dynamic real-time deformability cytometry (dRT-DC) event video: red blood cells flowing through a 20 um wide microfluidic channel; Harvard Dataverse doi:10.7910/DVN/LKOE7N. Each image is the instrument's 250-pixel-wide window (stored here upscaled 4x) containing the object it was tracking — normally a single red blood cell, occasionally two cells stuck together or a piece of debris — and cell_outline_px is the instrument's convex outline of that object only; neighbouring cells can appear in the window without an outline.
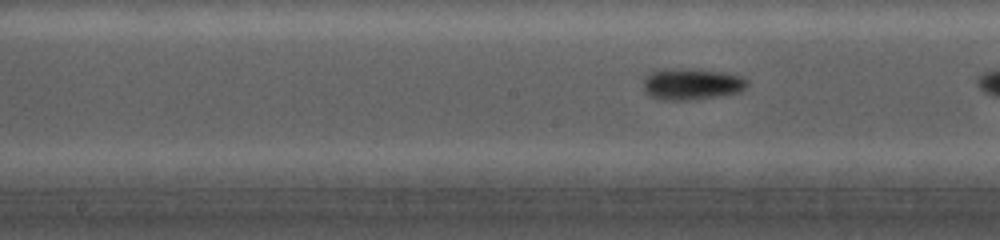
{"species": "common noctule bat (a hibernating species)", "species_latin": "Nyctalus noctula", "temperature_condition": "cold", "stored_images_in_passage": 27, "camera_frame_rate_fps": 5000, "um_per_image_px": 0.085, "animal": {"sex": "female", "body_mass_g": 19.0, "forearm_length_mm": 56.7}, "frame": {"image": 1, "passage_image": 11, "time_ms": 3.2, "image_size_px": [1000, 240], "cell_outline_px": [[748, 84], [740, 92], [696, 100], [656, 100], [648, 96], [644, 92], [644, 80], [652, 72], [664, 68], [680, 68], [724, 72], [744, 76], [748, 80]], "centroid_in_image_um": [58.79, 7.16], "position_along_channel_um": 189.4, "area_um2": 19.36}}